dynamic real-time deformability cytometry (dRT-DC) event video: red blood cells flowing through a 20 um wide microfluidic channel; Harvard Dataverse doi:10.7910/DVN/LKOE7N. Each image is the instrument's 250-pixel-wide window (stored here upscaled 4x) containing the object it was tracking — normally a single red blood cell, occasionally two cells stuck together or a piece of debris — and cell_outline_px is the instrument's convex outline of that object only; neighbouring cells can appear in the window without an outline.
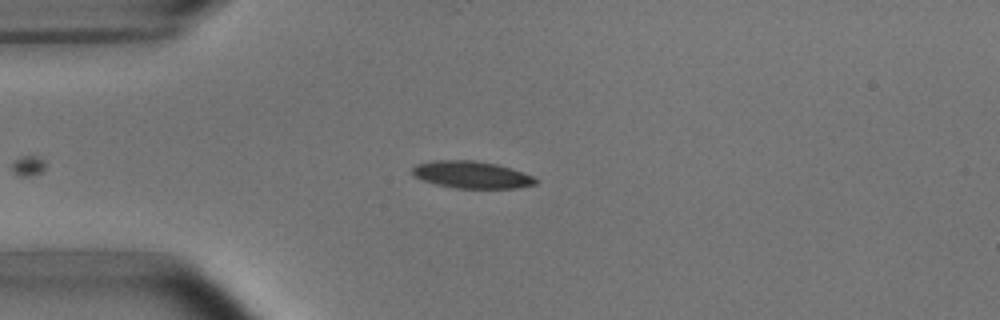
{"species": "common noctule bat (a hibernating species)", "species_latin": "Nyctalus noctula", "temperature_condition": "room temperature", "stored_images_in_passage": 6, "camera_frame_rate_fps": 3000, "um_per_image_px": 0.085, "animal": {"sex": "male", "body_mass_g": 15.6}, "frame": {"image": 1, "passage_image": 6, "time_ms": 6.0, "image_size_px": [1000, 320], "cell_outline_px": [[536, 184], [516, 188], [456, 188], [436, 184], [412, 176], [412, 168], [416, 164], [432, 160], [472, 160], [496, 164], [512, 168], [532, 176], [536, 180]], "centroid_in_image_um": [40.05, 14.84], "position_along_channel_um": 45.0, "area_um2": 19.42}}